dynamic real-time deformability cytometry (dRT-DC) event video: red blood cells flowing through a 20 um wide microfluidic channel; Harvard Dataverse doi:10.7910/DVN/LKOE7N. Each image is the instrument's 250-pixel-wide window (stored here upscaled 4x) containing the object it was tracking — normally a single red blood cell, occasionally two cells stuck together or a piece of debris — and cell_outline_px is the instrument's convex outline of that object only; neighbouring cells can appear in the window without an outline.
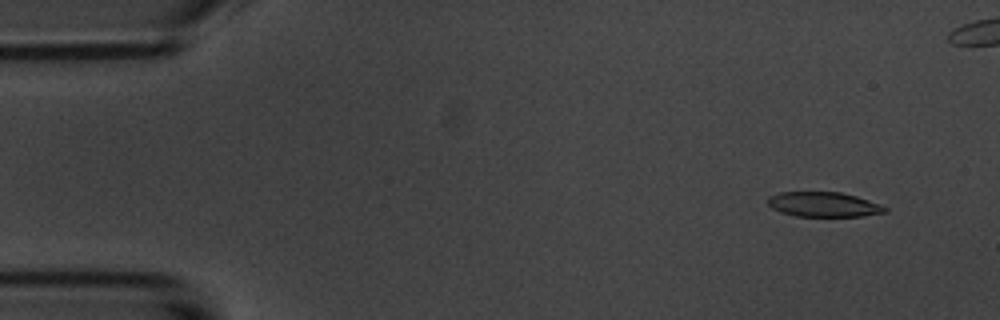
{"species": "common noctule bat (a hibernating species)", "species_latin": "Nyctalus noctula", "temperature_condition": "room temperature", "stored_images_in_passage": 5, "camera_frame_rate_fps": 3000, "um_per_image_px": 0.085, "animal": {"sex": "male", "body_mass_g": 20.1, "forearm_length_mm": 53.5}, "frame": {"image": 1, "passage_image": 1, "time_ms": 0.0, "image_size_px": [1000, 320], "cell_outline_px": [[888, 208], [884, 212], [864, 216], [796, 216], [780, 212], [772, 208], [768, 204], [768, 196], [780, 192], [840, 192], [856, 196], [880, 204]], "centroid_in_image_um": [69.98, 17.37], "position_along_channel_um": 15.0, "area_um2": 16.88}}